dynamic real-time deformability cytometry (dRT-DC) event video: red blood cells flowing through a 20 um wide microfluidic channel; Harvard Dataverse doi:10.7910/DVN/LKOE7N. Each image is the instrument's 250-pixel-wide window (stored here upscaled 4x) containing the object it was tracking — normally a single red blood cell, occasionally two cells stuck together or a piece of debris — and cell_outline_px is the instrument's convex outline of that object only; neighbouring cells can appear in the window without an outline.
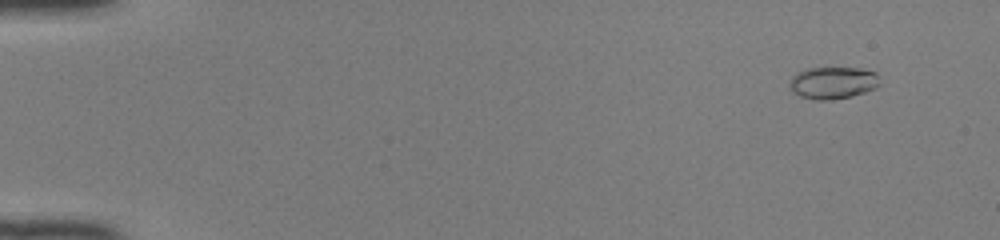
{"species": "common noctule bat (a hibernating species)", "species_latin": "Nyctalus noctula", "temperature_condition": "room temperature", "stored_images_in_passage": 51, "camera_frame_rate_fps": 3000, "um_per_image_px": 0.085, "animal": {"sex": "female", "body_mass_g": 22.0, "forearm_length_mm": 56.7}, "frame": {"image": 1, "passage_image": 5, "time_ms": 1.333, "image_size_px": [1000, 240], "cell_outline_px": [[880, 84], [876, 88], [852, 96], [832, 100], [820, 100], [800, 96], [792, 92], [788, 84], [792, 76], [796, 72], [804, 68], [860, 68], [876, 72]], "centroid_in_image_um": [70.77, 7.03], "position_along_channel_um": 14.2, "area_um2": 17.05}}
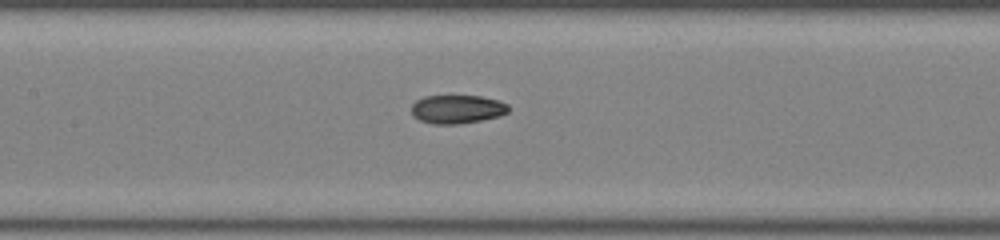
{"frame": {"image": 2, "passage_image": 26, "time_ms": 8.333, "image_size_px": [1000, 240], "cell_outline_px": [[508, 112], [500, 116], [460, 124], [432, 124], [420, 120], [412, 116], [412, 104], [416, 100], [424, 96], [480, 96], [500, 100], [508, 104]], "centroid_in_image_um": [38.85, 9.28], "position_along_channel_um": 168.5, "area_um2": 16.24}}
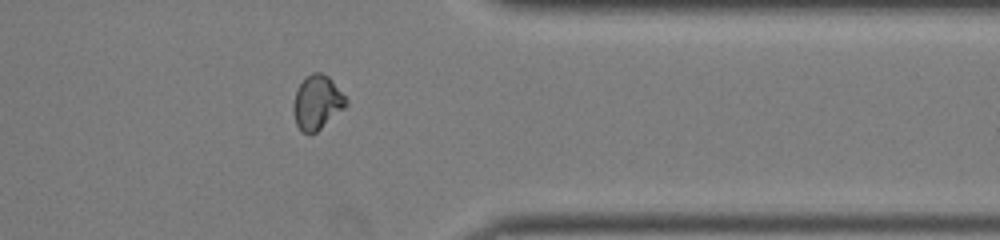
{"frame": {"image": 3, "passage_image": 42, "time_ms": 13.667, "image_size_px": [1000, 240], "cell_outline_px": [[348, 104], [344, 108], [316, 132], [308, 136], [296, 124], [292, 112], [292, 104], [296, 88], [312, 72], [320, 72], [328, 76], [332, 80], [348, 100]], "centroid_in_image_um": [26.93, 8.71], "position_along_channel_um": 384.5, "area_um2": 16.65}, "authors_computed_cell_mechanics": {"area_um2": 16.6464, "velocity_mm_per_s": 4.1598, "shape_relaxation_time_tau1_ms": 6.1652, "shape_relaxation_time_tau2_ms": 2.0099, "deformation_change_tau1": 0.1545, "deformation_change_tau2": 0.0544}}